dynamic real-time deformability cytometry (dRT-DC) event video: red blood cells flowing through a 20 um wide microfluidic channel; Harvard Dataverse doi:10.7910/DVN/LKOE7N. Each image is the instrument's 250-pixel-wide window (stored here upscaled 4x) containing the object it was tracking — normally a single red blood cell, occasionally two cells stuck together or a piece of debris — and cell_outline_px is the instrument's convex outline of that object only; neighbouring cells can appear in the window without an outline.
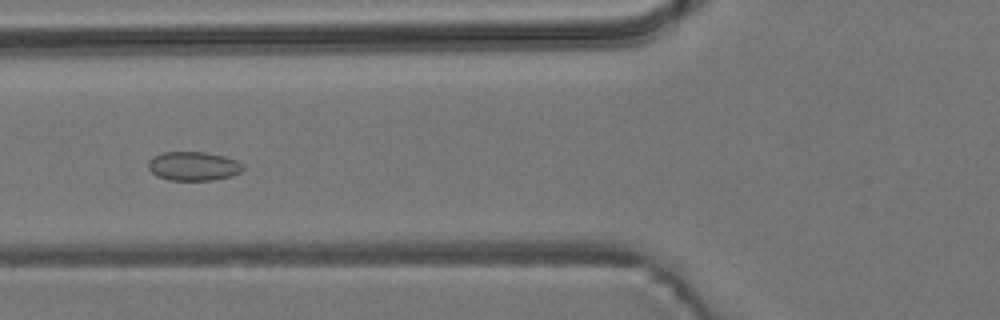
{"species": "common noctule bat (a hibernating species)", "species_latin": "Nyctalus noctula", "temperature_condition": "room temperature", "stored_images_in_passage": 9, "camera_frame_rate_fps": 3000, "um_per_image_px": 0.085, "animal": {"sex": "male", "body_mass_g": 19.2, "forearm_length_mm": 51.8}, "frame": {"image": 1, "passage_image": 6, "time_ms": 6.667, "image_size_px": [1000, 320], "cell_outline_px": [[244, 168], [240, 172], [232, 176], [212, 180], [168, 180], [156, 176], [148, 168], [148, 160], [152, 156], [164, 152], [204, 152], [224, 156], [236, 160], [244, 164]], "centroid_in_image_um": [16.43, 14.12], "position_along_channel_um": 109.4, "area_um2": 16.13}}
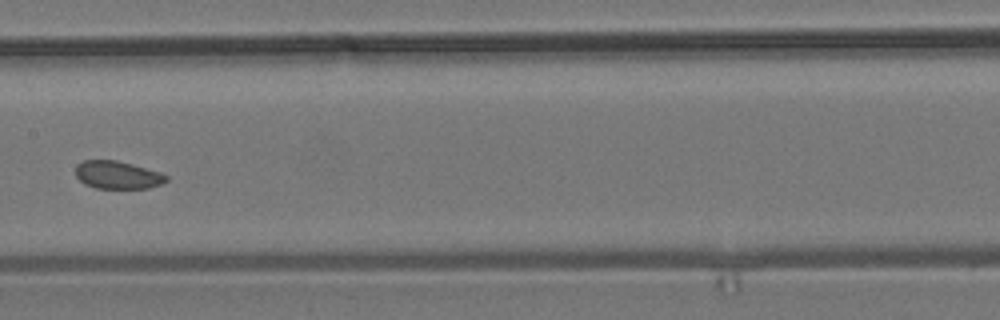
{"frame": {"image": 2, "passage_image": 8, "time_ms": 9.0, "image_size_px": [1000, 320], "cell_outline_px": [[168, 180], [160, 184], [148, 188], [96, 188], [84, 184], [76, 176], [76, 168], [84, 160], [116, 160], [132, 164], [160, 172], [168, 176]], "centroid_in_image_um": [10.0, 14.87], "position_along_channel_um": 197.4, "area_um2": 14.57}}
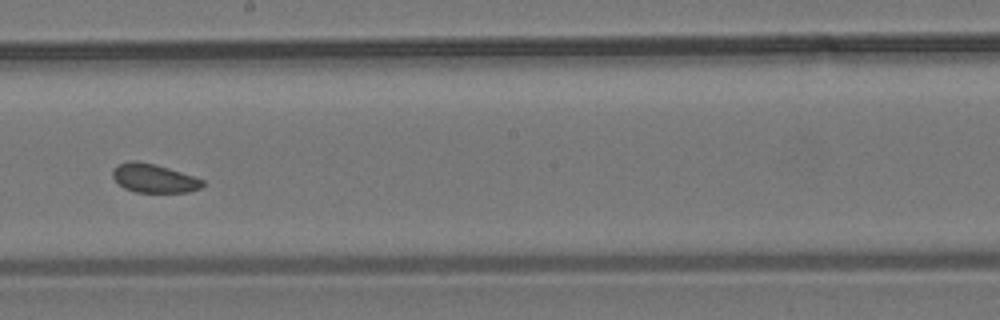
{"frame": {"image": 3, "passage_image": 9, "time_ms": 10.0, "image_size_px": [1000, 320], "cell_outline_px": [[204, 184], [200, 188], [188, 192], [136, 192], [124, 188], [112, 176], [112, 168], [116, 164], [132, 160], [136, 160], [156, 164], [204, 180]], "centroid_in_image_um": [13.04, 15.14], "position_along_channel_um": 235.2, "area_um2": 15.03}}